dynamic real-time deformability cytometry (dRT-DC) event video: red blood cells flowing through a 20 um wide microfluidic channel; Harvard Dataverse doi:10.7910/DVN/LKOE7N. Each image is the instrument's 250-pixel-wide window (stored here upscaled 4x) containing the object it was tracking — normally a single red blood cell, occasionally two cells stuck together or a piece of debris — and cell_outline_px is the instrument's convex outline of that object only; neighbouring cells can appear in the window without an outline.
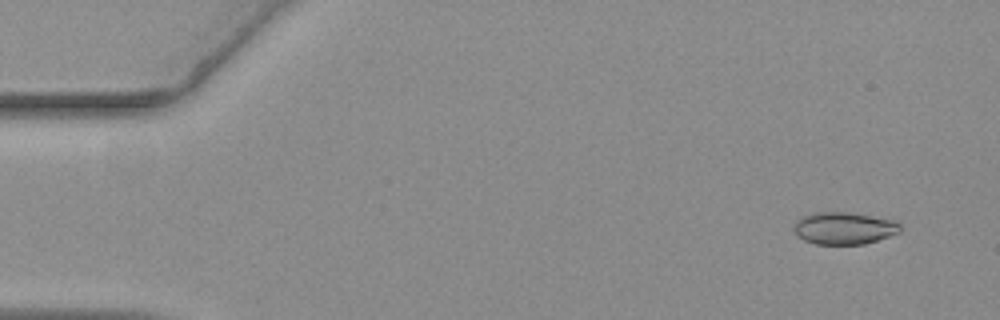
{"species": "common noctule bat (a hibernating species)", "species_latin": "Nyctalus noctula", "temperature_condition": "warm", "stored_images_in_passage": 57, "camera_frame_rate_fps": 3000, "um_per_image_px": 0.085, "animal": {"sex": "female", "body_mass_g": 19.3, "forearm_length_mm": 54.1}, "frame": {"image": 1, "passage_image": 4, "time_ms": 1.0, "image_size_px": [1000, 320], "cell_outline_px": [[900, 232], [864, 244], [816, 244], [804, 240], [792, 228], [796, 220], [804, 216], [816, 212], [848, 212], [892, 220], [900, 224]], "centroid_in_image_um": [71.72, 19.39], "position_along_channel_um": 13.3, "area_um2": 19.65}}
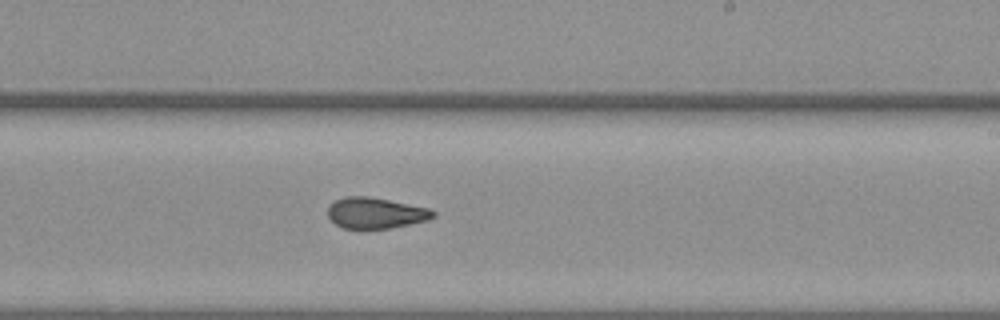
{"frame": {"image": 2, "passage_image": 34, "time_ms": 11.0, "image_size_px": [1000, 320], "cell_outline_px": [[436, 216], [428, 220], [392, 228], [340, 228], [328, 216], [328, 208], [336, 200], [344, 196], [368, 196], [428, 208], [436, 212]], "centroid_in_image_um": [31.94, 18.11], "position_along_channel_um": 257.1, "area_um2": 18.84}}
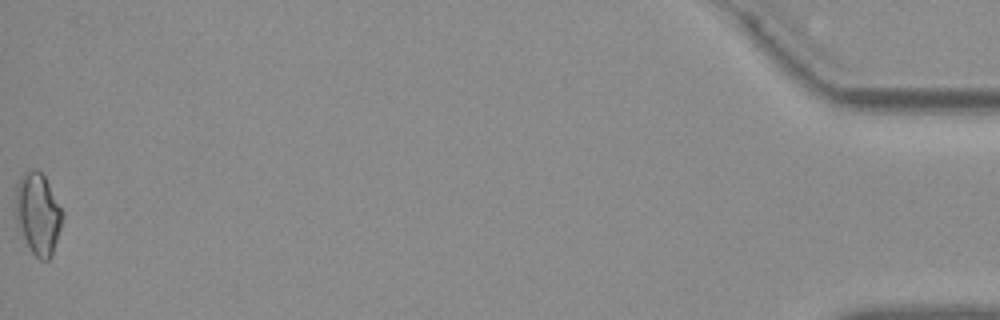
{"frame": {"image": 3, "passage_image": 57, "time_ms": 18.667, "image_size_px": [1000, 320], "cell_outline_px": [[64, 216], [52, 256], [48, 260], [40, 260], [32, 252], [16, 224], [16, 188], [20, 176], [24, 172], [40, 172], [44, 176]], "centroid_in_image_um": [3.22, 18.22], "position_along_channel_um": 432.0, "area_um2": 21.73}, "authors_computed_cell_mechanics": {"area_um2": 19.652, "velocity_mm_per_s": 3.6529, "shape_relaxation_time_tau1_ms": null, "shape_relaxation_time_tau2_ms": 2.4756, "deformation_change_tau1": null, "deformation_change_tau2": 0.0938}}